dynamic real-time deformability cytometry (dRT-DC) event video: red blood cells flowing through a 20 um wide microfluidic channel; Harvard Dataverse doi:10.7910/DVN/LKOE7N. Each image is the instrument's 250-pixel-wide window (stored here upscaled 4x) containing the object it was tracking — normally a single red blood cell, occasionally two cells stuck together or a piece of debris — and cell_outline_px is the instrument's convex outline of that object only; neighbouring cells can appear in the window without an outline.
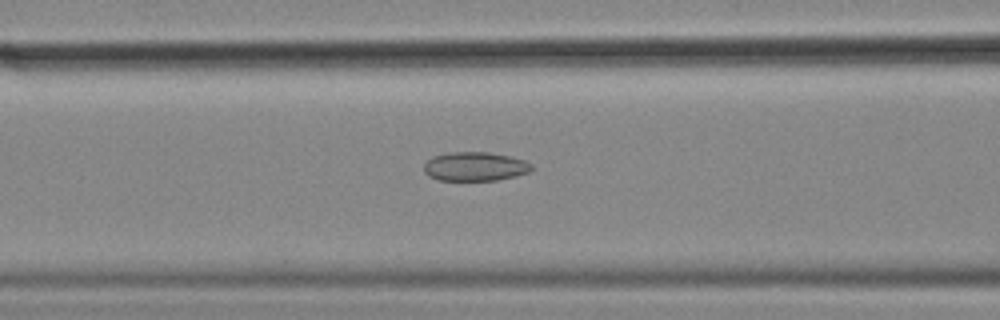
{"species": "common noctule bat (a hibernating species)", "species_latin": "Nyctalus noctula", "temperature_condition": "cold", "stored_images_in_passage": 55, "camera_frame_rate_fps": 3000, "um_per_image_px": 0.085, "animal": {"sex": "female", "body_mass_g": 18.4}, "frame": {"image": 1, "passage_image": 22, "time_ms": 7.0, "image_size_px": [1000, 320], "cell_outline_px": [[532, 168], [528, 172], [516, 176], [496, 180], [436, 180], [428, 176], [424, 172], [424, 164], [432, 156], [448, 152], [488, 152], [512, 156], [524, 160], [532, 164]], "centroid_in_image_um": [40.36, 14.14], "position_along_channel_um": 126.2, "area_um2": 18.32}}
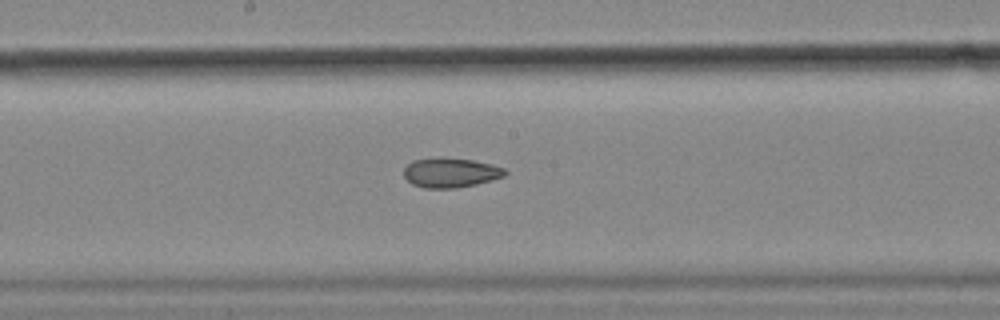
{"frame": {"image": 2, "passage_image": 29, "time_ms": 9.333, "image_size_px": [1000, 320], "cell_outline_px": [[508, 172], [504, 176], [492, 180], [476, 184], [456, 188], [424, 188], [412, 184], [404, 176], [404, 168], [412, 160], [444, 156], [472, 160], [492, 164], [504, 168]], "centroid_in_image_um": [38.29, 14.66], "position_along_channel_um": 209.9, "area_um2": 17.69}}
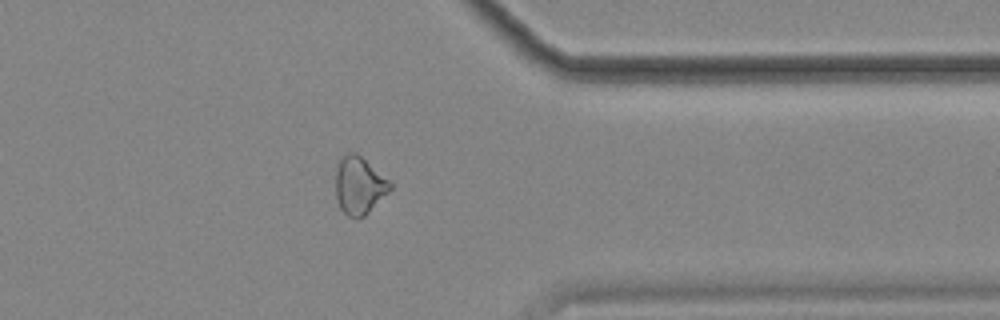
{"frame": {"image": 3, "passage_image": 44, "time_ms": 14.333, "image_size_px": [1000, 320], "cell_outline_px": [[392, 188], [364, 216], [356, 220], [348, 216], [340, 208], [336, 196], [336, 172], [340, 160], [348, 152], [356, 152], [388, 180], [392, 184]], "centroid_in_image_um": [30.52, 15.79], "position_along_channel_um": 380.9, "area_um2": 17.92}, "authors_computed_cell_mechanics": {"area_um2": 19.363, "velocity_mm_per_s": 3.5927, "shape_relaxation_time_tau1_ms": null, "shape_relaxation_time_tau2_ms": 3.4106, "deformation_change_tau1": null, "deformation_change_tau2": 0.0955}}